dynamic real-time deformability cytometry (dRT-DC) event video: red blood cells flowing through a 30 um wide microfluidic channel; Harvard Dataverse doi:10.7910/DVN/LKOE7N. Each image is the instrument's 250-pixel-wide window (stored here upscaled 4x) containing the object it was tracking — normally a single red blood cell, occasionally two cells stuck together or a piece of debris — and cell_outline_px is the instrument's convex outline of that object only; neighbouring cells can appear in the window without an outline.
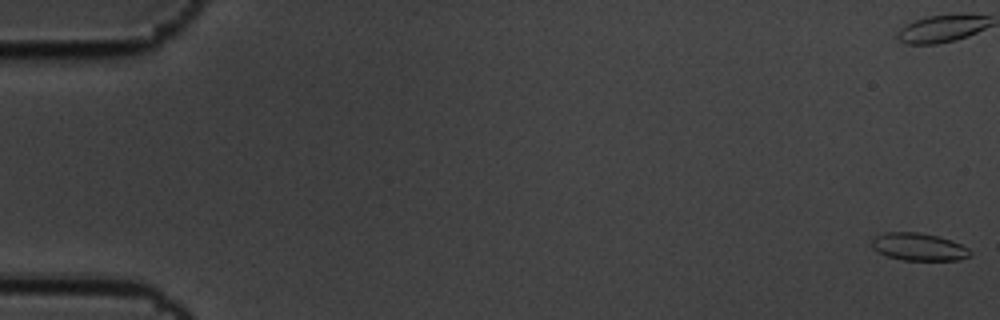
{"species": "common noctule bat (a hibernating species)", "species_latin": "Nyctalus noctula", "temperature_condition": "cold", "stored_images_in_passage": 60, "camera_frame_rate_fps": 3000, "um_per_image_px": 0.085, "animal": {"sex": "male", "body_mass_g": 19.5, "forearm_length_mm": 54.6}, "frame": {"image": 1, "passage_image": 1, "time_ms": 0.0, "image_size_px": [1000, 320], "cell_outline_px": [[972, 252], [968, 256], [960, 260], [900, 260], [876, 252], [872, 248], [872, 240], [876, 236], [884, 232], [920, 232], [952, 240], [968, 248]], "centroid_in_image_um": [78.07, 20.98], "position_along_channel_um": 6.9, "area_um2": 15.84}}
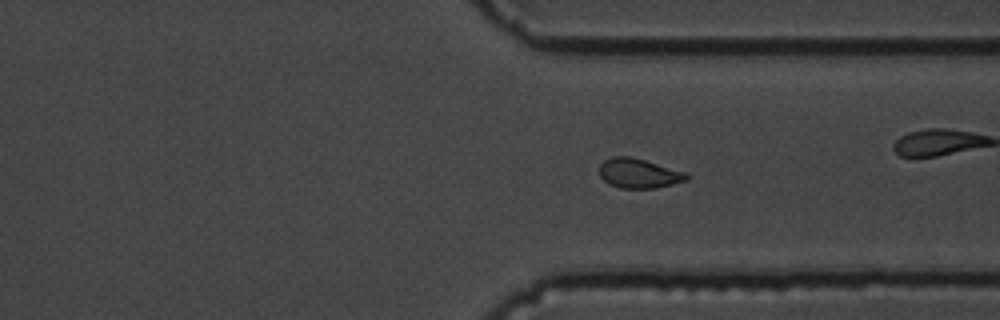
{"frame": {"image": 2, "passage_image": 45, "time_ms": 14.667, "image_size_px": [1000, 320], "cell_outline_px": [[692, 176], [688, 180], [656, 188], [620, 188], [608, 184], [600, 176], [600, 164], [604, 160], [612, 156], [632, 156], [688, 172]], "centroid_in_image_um": [54.34, 14.72], "position_along_channel_um": 357.1, "area_um2": 15.37}}
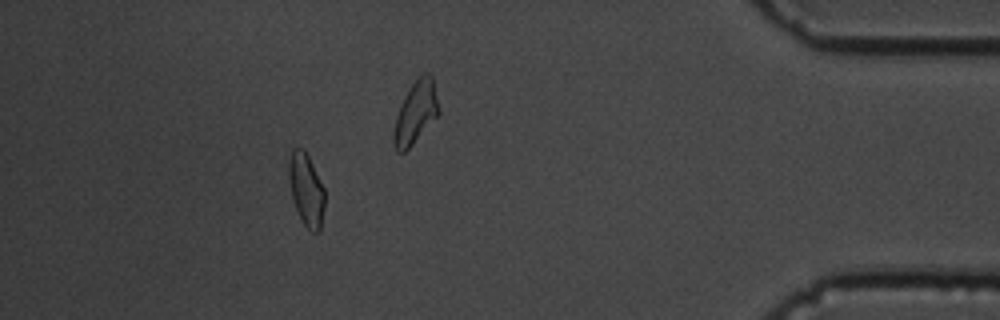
{"frame": {"image": 3, "passage_image": 54, "time_ms": 17.667, "image_size_px": [1000, 320], "cell_outline_px": [[324, 208], [320, 228], [316, 232], [312, 232], [300, 220], [292, 200], [288, 180], [288, 164], [292, 148], [304, 148], [324, 188]], "centroid_in_image_um": [26.0, 16.11], "position_along_channel_um": 409.2, "area_um2": 15.26}, "authors_computed_cell_mechanics": {"area_um2": 15.6638, "velocity_mm_per_s": 3.4186, "shape_relaxation_time_tau1_ms": 3.2836, "shape_relaxation_time_tau2_ms": 4.0519, "deformation_change_tau1": 0.0929, "deformation_change_tau2": 0.0702}}